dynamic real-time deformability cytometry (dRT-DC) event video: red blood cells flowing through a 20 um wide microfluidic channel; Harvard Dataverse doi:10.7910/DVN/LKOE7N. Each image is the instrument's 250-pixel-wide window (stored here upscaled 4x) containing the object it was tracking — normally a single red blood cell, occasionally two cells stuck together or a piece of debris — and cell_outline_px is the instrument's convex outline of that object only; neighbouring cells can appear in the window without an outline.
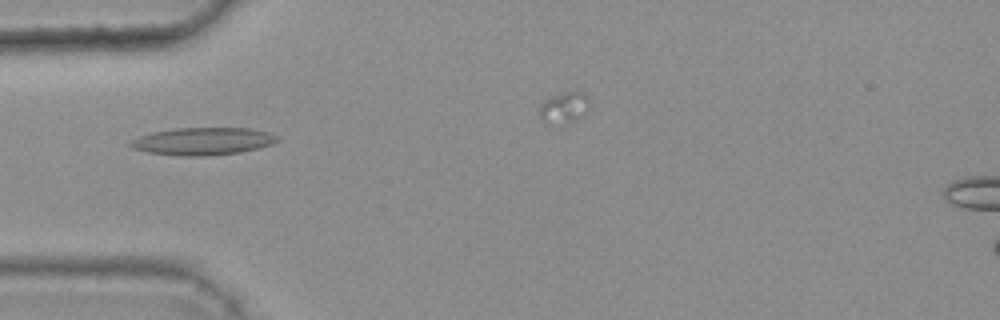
{"species": "common noctule bat (a hibernating species)", "species_latin": "Nyctalus noctula", "temperature_condition": "warm", "stored_images_in_passage": 21, "camera_frame_rate_fps": 3000, "um_per_image_px": 0.085, "animal": {"sex": "female", "body_mass_g": 25.1}, "frame": {"image": 1, "passage_image": 13, "time_ms": 4.0, "image_size_px": [1000, 320], "cell_outline_px": [[280, 140], [272, 144], [240, 152], [204, 156], [180, 156], [148, 152], [132, 148], [128, 144], [132, 140], [140, 136], [152, 132], [172, 128], [252, 128], [268, 132], [280, 136]], "centroid_in_image_um": [17.26, 12.0], "position_along_channel_um": 67.7, "area_um2": 23.58}}
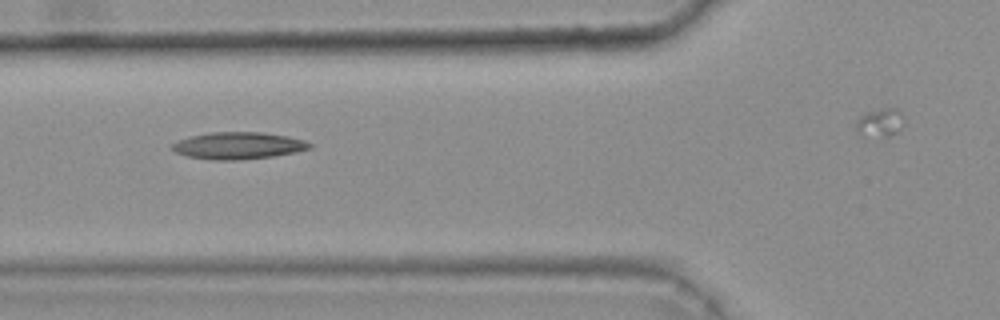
{"frame": {"image": 2, "passage_image": 16, "time_ms": 5.0, "image_size_px": [1000, 320], "cell_outline_px": [[312, 148], [296, 152], [272, 156], [236, 160], [212, 160], [188, 156], [176, 152], [172, 148], [172, 144], [176, 140], [188, 136], [212, 132], [260, 132], [288, 136], [304, 140], [312, 144]], "centroid_in_image_um": [20.24, 12.37], "position_along_channel_um": 105.6, "area_um2": 21.62}}